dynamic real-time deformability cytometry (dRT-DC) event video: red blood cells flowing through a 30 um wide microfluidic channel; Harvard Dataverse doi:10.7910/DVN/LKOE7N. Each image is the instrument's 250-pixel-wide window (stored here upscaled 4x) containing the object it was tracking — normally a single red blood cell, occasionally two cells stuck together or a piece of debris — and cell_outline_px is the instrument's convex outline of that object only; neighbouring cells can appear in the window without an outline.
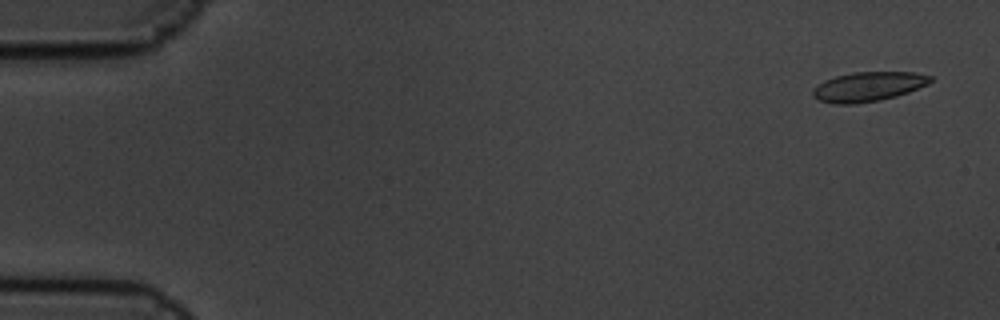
{"species": "common noctule bat (a hibernating species)", "species_latin": "Nyctalus noctula", "temperature_condition": "cold", "stored_images_in_passage": 8, "camera_frame_rate_fps": 3000, "um_per_image_px": 0.085, "animal": {"sex": "male", "body_mass_g": 19.5, "forearm_length_mm": 54.6}, "frame": {"image": 1, "passage_image": 1, "time_ms": 0.0, "image_size_px": [1000, 320], "cell_outline_px": [[932, 80], [928, 84], [908, 92], [896, 96], [880, 100], [856, 104], [832, 104], [820, 100], [812, 96], [812, 88], [824, 80], [836, 76], [852, 72], [916, 72], [932, 76]], "centroid_in_image_um": [73.78, 7.36], "position_along_channel_um": 11.2, "area_um2": 20.35}}
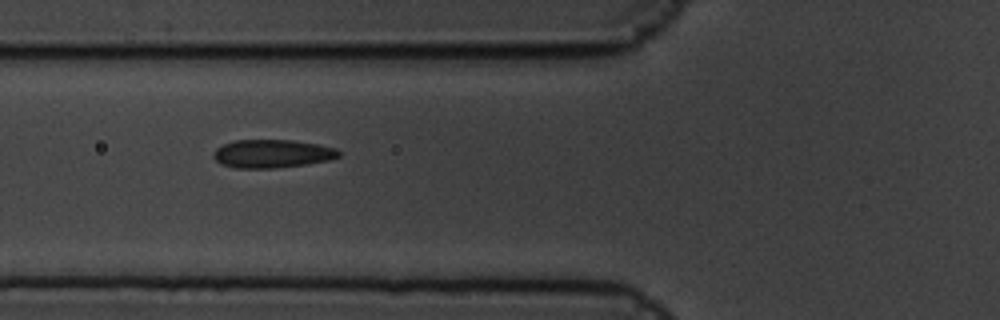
{"frame": {"image": 2, "passage_image": 7, "time_ms": 2.0, "image_size_px": [1000, 320], "cell_outline_px": [[340, 156], [328, 160], [304, 164], [276, 168], [236, 168], [220, 164], [212, 156], [212, 152], [216, 148], [232, 140], [292, 140], [316, 144], [336, 148], [340, 152]], "centroid_in_image_um": [23.08, 13.06], "position_along_channel_um": 102.7, "area_um2": 20.63}}
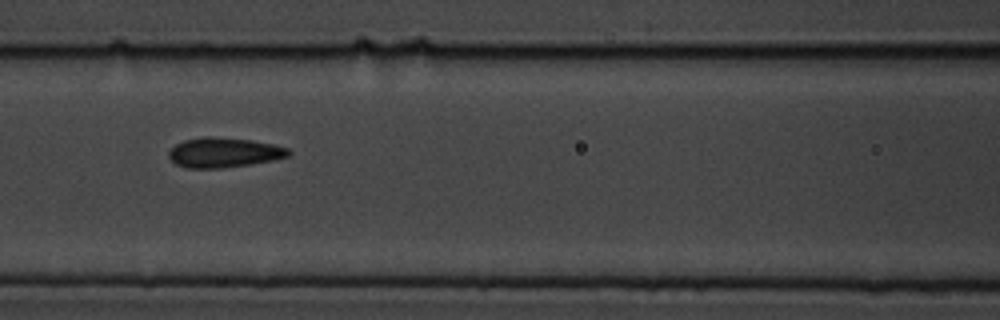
{"frame": {"image": 3, "passage_image": 8, "time_ms": 2.333, "image_size_px": [1000, 320], "cell_outline_px": [[292, 152], [288, 156], [272, 160], [248, 164], [220, 168], [188, 168], [176, 164], [168, 156], [168, 152], [176, 144], [184, 140], [204, 136], [208, 136], [252, 140], [272, 144], [288, 148]], "centroid_in_image_um": [19.02, 12.96], "position_along_channel_um": 147.6, "area_um2": 20.63}}